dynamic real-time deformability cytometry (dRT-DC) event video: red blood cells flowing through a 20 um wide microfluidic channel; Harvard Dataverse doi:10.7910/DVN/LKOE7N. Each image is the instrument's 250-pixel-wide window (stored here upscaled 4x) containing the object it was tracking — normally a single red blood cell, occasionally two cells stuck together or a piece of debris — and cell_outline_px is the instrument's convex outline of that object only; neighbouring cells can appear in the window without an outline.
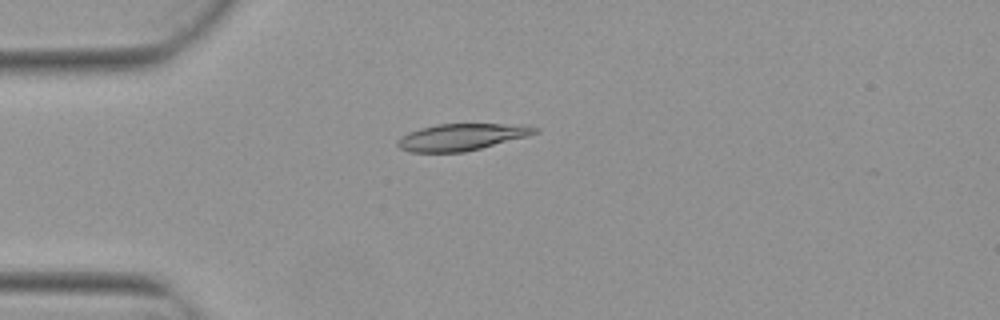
{"species": "Egyptian fruit bat (a non-hibernating species)", "species_latin": "Rousettus aegyptiacus", "temperature_condition": "warm", "stored_images_in_passage": 5, "camera_frame_rate_fps": 3000, "um_per_image_px": 0.085, "animal": {"sex": "female"}, "frame": {"image": 1, "passage_image": 4, "time_ms": 1.0, "image_size_px": [1000, 320], "cell_outline_px": [[540, 132], [528, 136], [464, 152], [408, 152], [400, 148], [396, 144], [396, 140], [408, 132], [420, 128], [436, 124], [528, 124], [540, 128]], "centroid_in_image_um": [39.27, 11.63], "position_along_channel_um": 45.7, "area_um2": 21.62}}
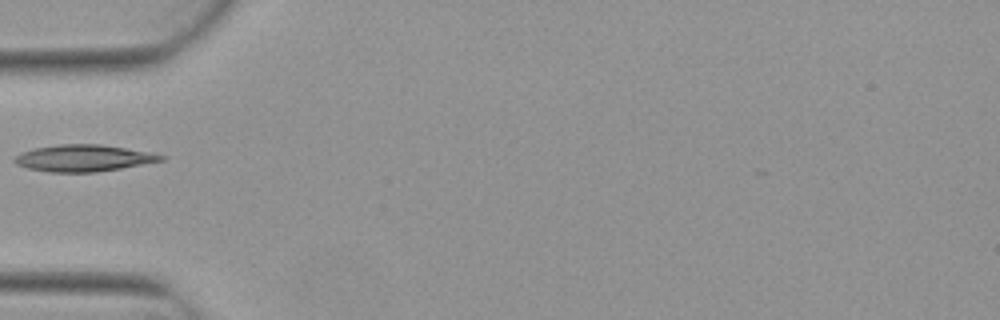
{"frame": {"image": 2, "passage_image": 5, "time_ms": 1.333, "image_size_px": [1000, 320], "cell_outline_px": [[168, 156], [164, 160], [120, 168], [96, 172], [48, 172], [28, 168], [16, 164], [12, 160], [20, 152], [36, 148], [60, 144], [100, 144], [152, 152]], "centroid_in_image_um": [7.11, 13.43], "position_along_channel_um": 77.9, "area_um2": 22.77}}